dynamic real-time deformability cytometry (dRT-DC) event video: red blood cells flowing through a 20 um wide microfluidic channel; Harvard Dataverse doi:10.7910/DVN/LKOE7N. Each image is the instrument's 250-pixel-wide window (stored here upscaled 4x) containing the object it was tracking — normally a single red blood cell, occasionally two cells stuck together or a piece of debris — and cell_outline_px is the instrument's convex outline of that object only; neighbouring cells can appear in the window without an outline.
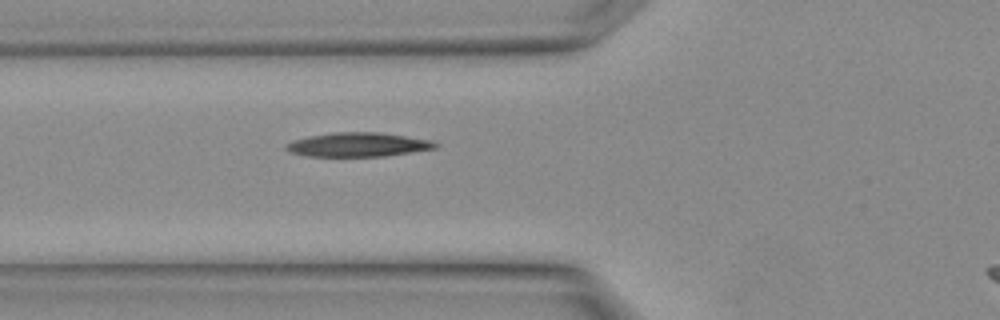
{"species": "Egyptian fruit bat (a non-hibernating species)", "species_latin": "Rousettus aegyptiacus", "temperature_condition": "warm", "stored_images_in_passage": 4, "segment_of_instrument_passage": [1, 2], "camera_frame_rate_fps": 3000, "um_per_image_px": 0.085, "animal": {"sex": "female"}, "frame": {"image": 1, "passage_image": 3, "time_ms": 0.667, "image_size_px": [1000, 320], "cell_outline_px": [[440, 144], [436, 148], [384, 156], [304, 156], [288, 152], [284, 148], [284, 144], [296, 140], [312, 136], [332, 132], [380, 132], [432, 140]], "centroid_in_image_um": [30.43, 12.29], "position_along_channel_um": 95.4, "area_um2": 20.92}}